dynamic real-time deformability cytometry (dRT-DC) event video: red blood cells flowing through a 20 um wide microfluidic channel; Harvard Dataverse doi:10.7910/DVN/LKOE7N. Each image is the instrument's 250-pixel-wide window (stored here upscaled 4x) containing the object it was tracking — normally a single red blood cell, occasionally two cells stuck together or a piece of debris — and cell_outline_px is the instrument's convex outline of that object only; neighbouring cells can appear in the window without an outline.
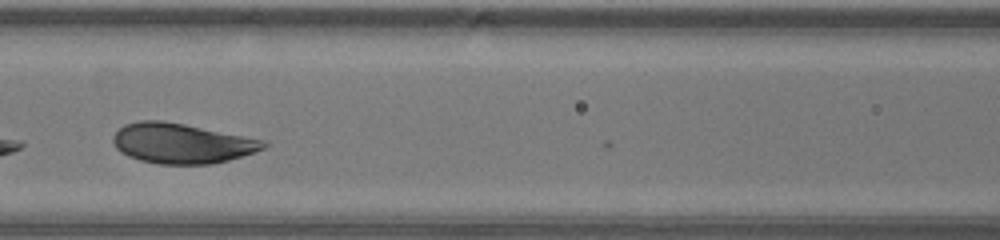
{"species": "human", "species_latin": "Homo sapiens", "temperature_condition": "warm", "stored_images_in_passage": 30, "camera_frame_rate_fps": 3000, "um_per_image_px": 0.085, "donor": {"sex": "male"}, "frame": {"image": 1, "passage_image": 12, "time_ms": 3.667, "image_size_px": [1000, 240], "cell_outline_px": [[268, 144], [264, 148], [256, 152], [228, 160], [212, 164], [160, 164], [140, 160], [128, 156], [120, 152], [116, 148], [112, 140], [112, 136], [124, 124], [140, 120], [160, 120], [184, 124], [268, 140]], "centroid_in_image_um": [15.46, 12.18], "position_along_channel_um": 151.1, "area_um2": 35.32}}
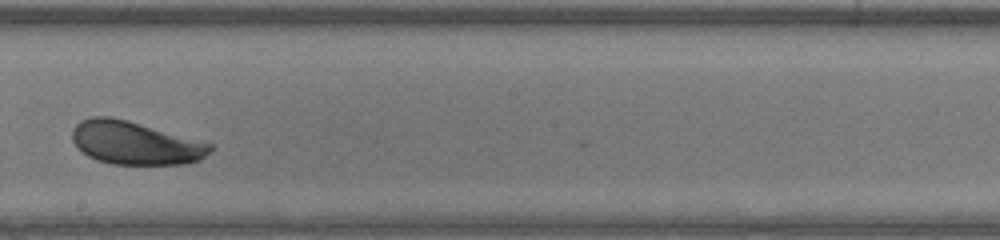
{"frame": {"image": 2, "passage_image": 18, "time_ms": 5.667, "image_size_px": [1000, 240], "cell_outline_px": [[212, 148], [200, 160], [184, 164], [112, 164], [88, 156], [72, 140], [72, 128], [80, 120], [92, 116], [108, 116], [124, 120], [212, 144]], "centroid_in_image_um": [11.44, 12.15], "position_along_channel_um": 236.8, "area_um2": 33.87}}
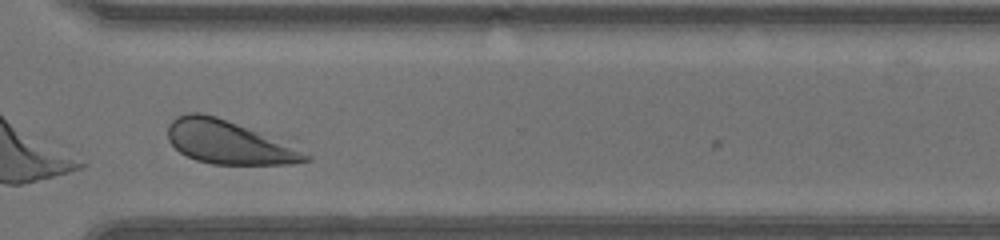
{"frame": {"image": 3, "passage_image": 26, "time_ms": 8.333, "image_size_px": [1000, 240], "cell_outline_px": [[312, 160], [292, 164], [212, 164], [196, 160], [180, 152], [168, 140], [168, 124], [176, 116], [188, 112], [200, 112], [216, 116], [288, 144], [312, 156]], "centroid_in_image_um": [19.39, 12.1], "position_along_channel_um": 351.2, "area_um2": 34.28}, "authors_computed_cell_mechanics": {"area_um2": 35.2869, "velocity_mm_per_s": 4.2849, "shape_relaxation_time_tau1_ms": 1.7863, "shape_relaxation_time_tau2_ms": null, "deformation_change_tau1": 0.0996, "deformation_change_tau2": null}}